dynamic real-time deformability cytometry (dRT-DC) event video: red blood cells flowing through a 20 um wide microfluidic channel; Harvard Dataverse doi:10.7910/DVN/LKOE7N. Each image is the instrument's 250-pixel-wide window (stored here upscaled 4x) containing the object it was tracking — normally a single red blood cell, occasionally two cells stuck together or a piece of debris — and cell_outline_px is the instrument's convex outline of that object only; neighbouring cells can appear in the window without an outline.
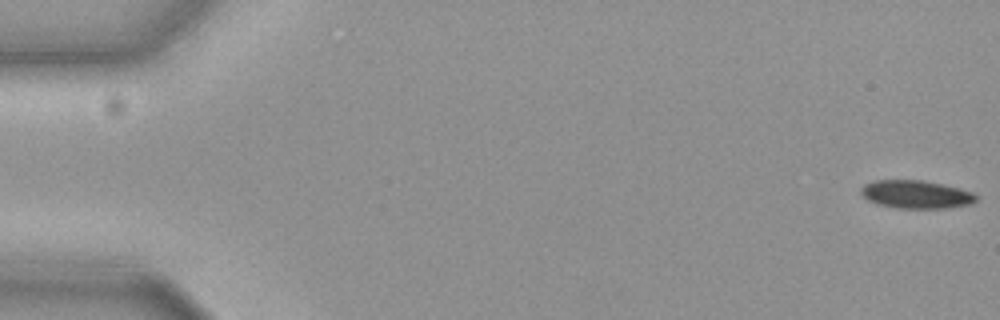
{"species": "common noctule bat (a hibernating species)", "species_latin": "Nyctalus noctula", "temperature_condition": "cold", "stored_images_in_passage": 55, "camera_frame_rate_fps": 3000, "um_per_image_px": 0.085, "animal": {"sex": "female", "body_mass_g": 19.3, "forearm_length_mm": 54.1}, "frame": {"image": 1, "passage_image": 1, "time_ms": 0.0, "image_size_px": [1000, 320], "cell_outline_px": [[980, 196], [976, 200], [968, 204], [944, 208], [896, 208], [876, 204], [868, 200], [860, 192], [860, 188], [864, 184], [876, 180], [924, 180], [960, 188], [972, 192]], "centroid_in_image_um": [77.85, 16.52], "position_along_channel_um": 7.2, "area_um2": 18.9}}
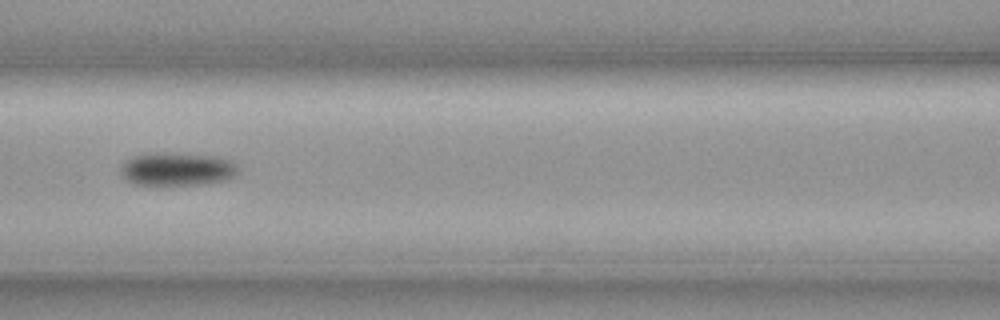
{"frame": {"image": 2, "passage_image": 26, "time_ms": 8.333, "image_size_px": [1000, 320], "cell_outline_px": [[240, 172], [236, 176], [228, 180], [208, 184], [136, 184], [128, 180], [124, 176], [124, 164], [128, 160], [136, 156], [216, 156], [232, 160], [240, 168]], "centroid_in_image_um": [15.27, 14.44], "position_along_channel_um": 151.3, "area_um2": 21.27}}
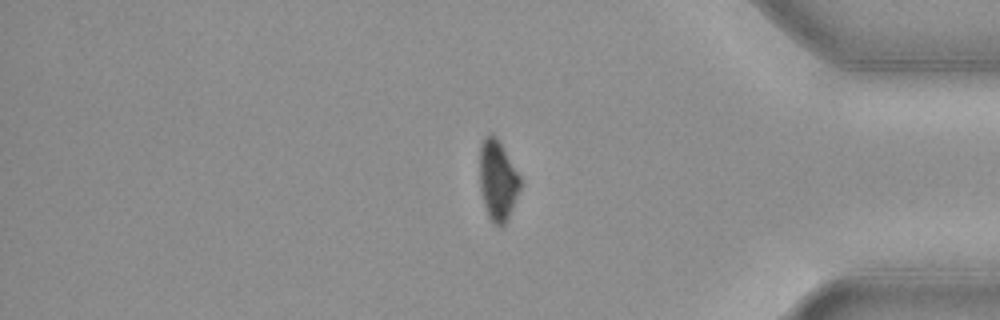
{"frame": {"image": 3, "passage_image": 48, "time_ms": 15.667, "image_size_px": [1000, 320], "cell_outline_px": [[520, 188], [508, 216], [504, 224], [492, 224], [488, 216], [484, 204], [480, 188], [480, 148], [484, 136], [496, 136], [520, 176]], "centroid_in_image_um": [42.29, 15.32], "position_along_channel_um": 392.9, "area_um2": 18.44}, "authors_computed_cell_mechanics": {"area_um2": 20.4612, "velocity_mm_per_s": 3.6504, "shape_relaxation_time_tau1_ms": 5.0252, "shape_relaxation_time_tau2_ms": null, "deformation_change_tau1": 0.1116, "deformation_change_tau2": null}}